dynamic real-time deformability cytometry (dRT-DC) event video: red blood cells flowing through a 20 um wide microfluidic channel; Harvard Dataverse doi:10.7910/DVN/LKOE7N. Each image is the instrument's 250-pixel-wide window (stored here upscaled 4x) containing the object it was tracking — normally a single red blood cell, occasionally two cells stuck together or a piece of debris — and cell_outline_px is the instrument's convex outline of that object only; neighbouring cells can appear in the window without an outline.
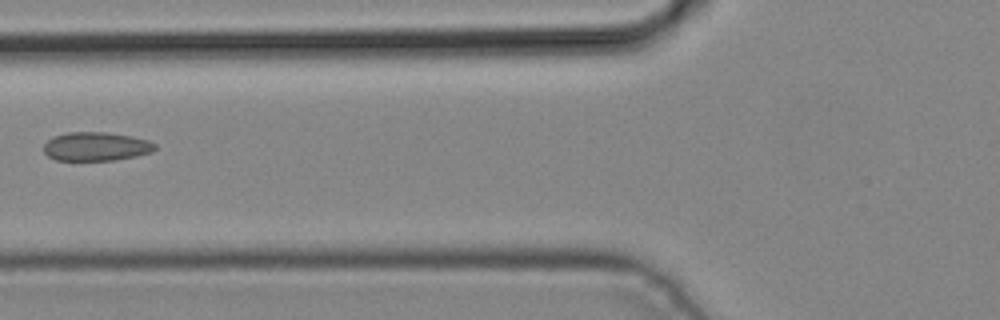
{"species": "common noctule bat (a hibernating species)", "species_latin": "Nyctalus noctula", "temperature_condition": "cold", "stored_images_in_passage": 6, "camera_frame_rate_fps": 3000, "um_per_image_px": 0.085, "animal": {"sex": "male", "body_mass_g": 19.2, "forearm_length_mm": 51.8}, "frame": {"image": 1, "passage_image": 6, "time_ms": 1.667, "image_size_px": [1000, 320], "cell_outline_px": [[156, 148], [152, 152], [136, 156], [116, 160], [56, 160], [48, 156], [44, 152], [44, 144], [52, 136], [68, 132], [104, 132], [132, 136], [148, 140], [156, 144]], "centroid_in_image_um": [8.17, 12.45], "position_along_channel_um": 117.6, "area_um2": 18.73}}